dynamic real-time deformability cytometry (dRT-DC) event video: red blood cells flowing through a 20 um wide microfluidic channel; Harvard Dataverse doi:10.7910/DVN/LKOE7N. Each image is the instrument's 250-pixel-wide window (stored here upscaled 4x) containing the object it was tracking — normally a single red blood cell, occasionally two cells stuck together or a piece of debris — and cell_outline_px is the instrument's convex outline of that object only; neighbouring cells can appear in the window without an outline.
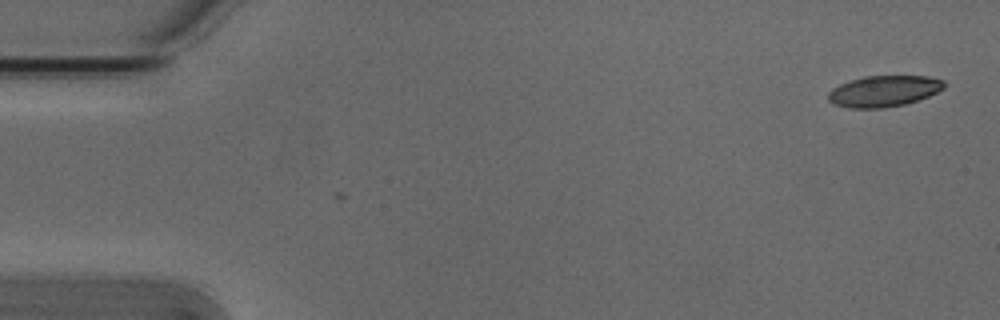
{"species": "Egyptian fruit bat (a non-hibernating species)", "species_latin": "Rousettus aegyptiacus", "temperature_condition": "cold", "stored_images_in_passage": 2, "camera_frame_rate_fps": 3000, "um_per_image_px": 0.085, "animal": {"sex": "male"}, "frame": {"image": 1, "passage_image": 2, "time_ms": 0.333, "image_size_px": [1000, 320], "cell_outline_px": [[944, 88], [928, 96], [904, 104], [880, 108], [848, 108], [832, 104], [828, 100], [828, 92], [832, 88], [840, 84], [864, 76], [928, 76], [944, 80]], "centroid_in_image_um": [75.09, 7.74], "position_along_channel_um": 9.9, "area_um2": 20.92}}